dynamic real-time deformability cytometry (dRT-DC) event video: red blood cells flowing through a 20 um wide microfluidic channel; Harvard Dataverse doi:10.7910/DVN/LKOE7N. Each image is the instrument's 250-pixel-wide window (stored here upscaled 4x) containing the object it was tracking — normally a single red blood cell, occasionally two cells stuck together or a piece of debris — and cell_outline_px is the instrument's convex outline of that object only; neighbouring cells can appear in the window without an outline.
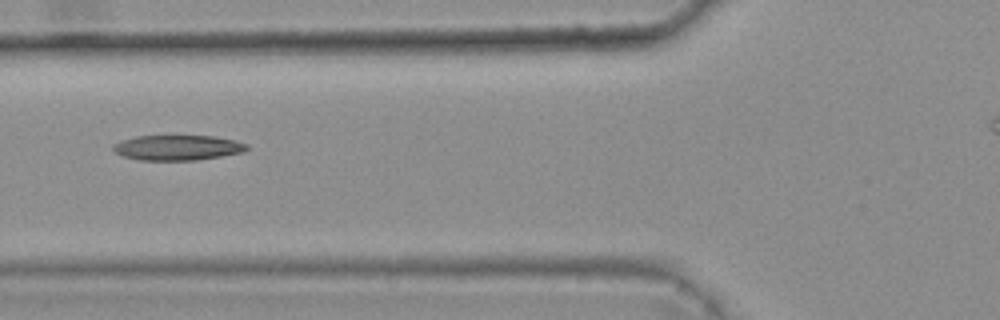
{"species": "common noctule bat (a hibernating species)", "species_latin": "Nyctalus noctula", "temperature_condition": "warm", "stored_images_in_passage": 6, "camera_frame_rate_fps": 3000, "um_per_image_px": 0.085, "animal": {"sex": "female", "body_mass_g": 25.1}, "frame": {"image": 1, "passage_image": 3, "time_ms": 0.667, "image_size_px": [1000, 320], "cell_outline_px": [[248, 148], [244, 152], [196, 160], [140, 160], [124, 156], [116, 152], [112, 148], [112, 144], [136, 136], [216, 136], [236, 140], [248, 144]], "centroid_in_image_um": [15.13, 12.54], "position_along_channel_um": 110.7, "area_um2": 19.54}}
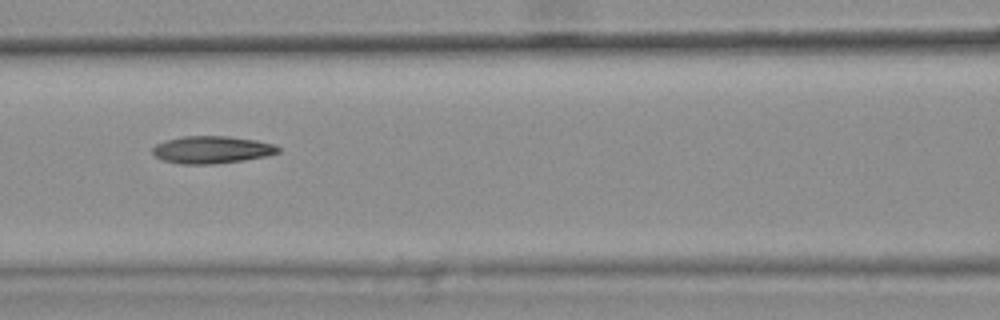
{"frame": {"image": 2, "passage_image": 4, "time_ms": 1.0, "image_size_px": [1000, 320], "cell_outline_px": [[280, 152], [264, 156], [244, 160], [212, 164], [180, 164], [164, 160], [156, 156], [152, 152], [152, 148], [156, 144], [164, 140], [184, 136], [228, 136], [256, 140], [272, 144], [280, 148]], "centroid_in_image_um": [17.98, 12.72], "position_along_channel_um": 148.6, "area_um2": 19.94}}